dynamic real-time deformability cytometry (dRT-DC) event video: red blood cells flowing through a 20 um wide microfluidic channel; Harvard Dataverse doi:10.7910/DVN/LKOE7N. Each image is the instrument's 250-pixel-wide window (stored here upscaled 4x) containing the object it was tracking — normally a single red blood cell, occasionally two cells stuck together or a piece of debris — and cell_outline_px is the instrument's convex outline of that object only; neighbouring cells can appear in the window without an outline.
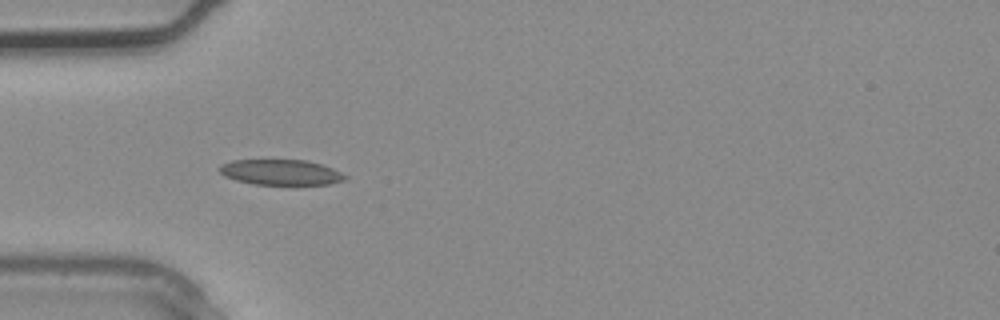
{"species": "common noctule bat (a hibernating species)", "species_latin": "Nyctalus noctula", "temperature_condition": "warm", "stored_images_in_passage": 3, "camera_frame_rate_fps": 3000, "um_per_image_px": 0.085, "animal": {"sex": "male", "body_mass_g": 20.4}, "frame": {"image": 1, "passage_image": 3, "time_ms": 0.667, "image_size_px": [1000, 320], "cell_outline_px": [[348, 176], [344, 180], [328, 184], [256, 184], [236, 180], [224, 176], [216, 168], [220, 164], [232, 160], [308, 160], [332, 168]], "centroid_in_image_um": [23.82, 14.63], "position_along_channel_um": 61.2, "area_um2": 18.55}}